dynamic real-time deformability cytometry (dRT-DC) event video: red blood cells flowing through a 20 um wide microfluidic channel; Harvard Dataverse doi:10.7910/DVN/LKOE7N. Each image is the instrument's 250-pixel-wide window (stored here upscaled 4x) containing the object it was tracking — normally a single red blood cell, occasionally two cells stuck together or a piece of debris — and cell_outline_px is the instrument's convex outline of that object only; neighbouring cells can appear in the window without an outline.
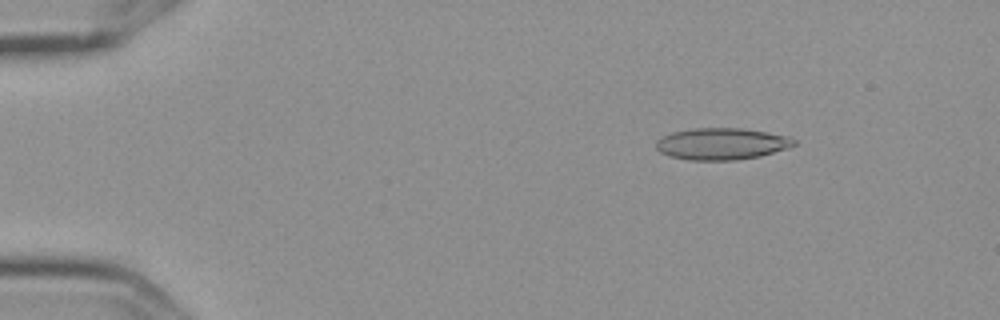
{"species": "Egyptian fruit bat (a non-hibernating species)", "species_latin": "Rousettus aegyptiacus", "temperature_condition": "cold", "stored_images_in_passage": 6, "camera_frame_rate_fps": 3000, "um_per_image_px": 0.085, "frame": {"image": 1, "passage_image": 3, "time_ms": 0.667, "image_size_px": [1000, 320], "cell_outline_px": [[796, 144], [788, 148], [760, 156], [736, 160], [688, 160], [668, 156], [660, 152], [656, 148], [656, 140], [672, 132], [692, 128], [744, 128], [788, 136], [796, 140]], "centroid_in_image_um": [61.33, 12.22], "position_along_channel_um": 23.7, "area_um2": 25.61}}
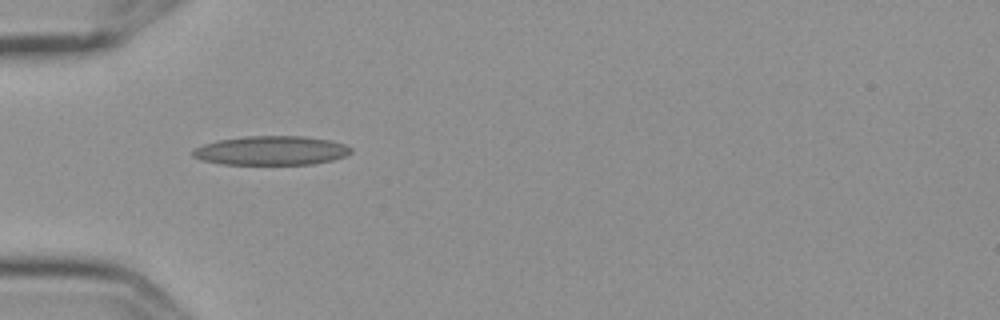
{"frame": {"image": 2, "passage_image": 5, "time_ms": 1.333, "image_size_px": [1000, 320], "cell_outline_px": [[352, 152], [344, 156], [332, 160], [312, 164], [224, 164], [200, 160], [192, 156], [192, 148], [216, 140], [244, 136], [304, 136], [328, 140], [344, 144], [352, 148]], "centroid_in_image_um": [23.01, 12.79], "position_along_channel_um": 62.0, "area_um2": 26.88}}
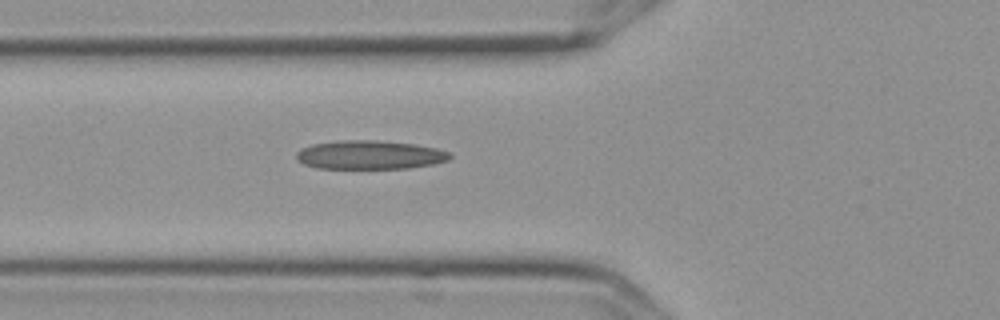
{"frame": {"image": 3, "passage_image": 6, "time_ms": 1.667, "image_size_px": [1000, 320], "cell_outline_px": [[452, 156], [448, 160], [432, 164], [408, 168], [316, 168], [304, 164], [296, 160], [296, 152], [300, 148], [312, 144], [340, 140], [376, 140], [416, 144], [436, 148], [452, 152]], "centroid_in_image_um": [31.42, 13.16], "position_along_channel_um": 94.4, "area_um2": 25.89}}